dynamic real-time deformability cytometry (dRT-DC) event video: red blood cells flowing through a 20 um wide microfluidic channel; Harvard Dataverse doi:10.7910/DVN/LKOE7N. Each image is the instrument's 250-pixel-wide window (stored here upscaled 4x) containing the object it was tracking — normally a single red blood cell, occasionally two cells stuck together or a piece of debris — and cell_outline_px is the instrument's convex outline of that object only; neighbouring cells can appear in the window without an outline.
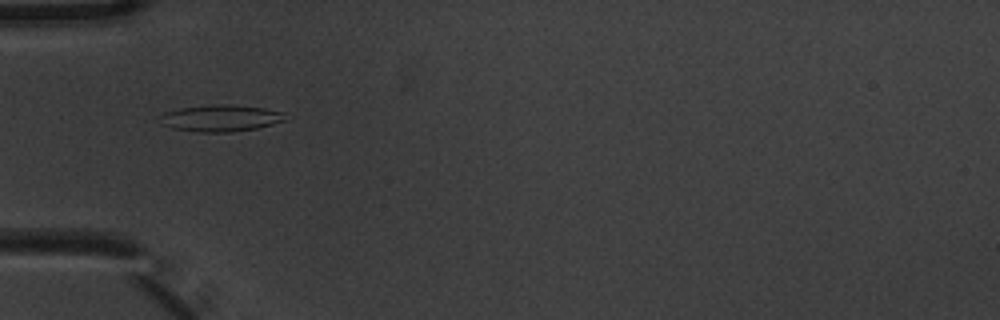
{"species": "common noctule bat (a hibernating species)", "species_latin": "Nyctalus noctula", "temperature_condition": "warm", "stored_images_in_passage": 5, "camera_frame_rate_fps": 3000, "um_per_image_px": 0.085, "animal": {"sex": "male", "body_mass_g": 20.1, "forearm_length_mm": 53.5}, "frame": {"image": 1, "passage_image": 5, "time_ms": 1.333, "image_size_px": [1000, 320], "cell_outline_px": [[284, 120], [272, 124], [256, 128], [232, 132], [200, 132], [172, 128], [164, 124], [160, 116], [164, 112], [180, 108], [216, 104], [236, 104], [264, 108], [284, 112]], "centroid_in_image_um": [18.77, 10.03], "position_along_channel_um": 66.2, "area_um2": 19.31}}